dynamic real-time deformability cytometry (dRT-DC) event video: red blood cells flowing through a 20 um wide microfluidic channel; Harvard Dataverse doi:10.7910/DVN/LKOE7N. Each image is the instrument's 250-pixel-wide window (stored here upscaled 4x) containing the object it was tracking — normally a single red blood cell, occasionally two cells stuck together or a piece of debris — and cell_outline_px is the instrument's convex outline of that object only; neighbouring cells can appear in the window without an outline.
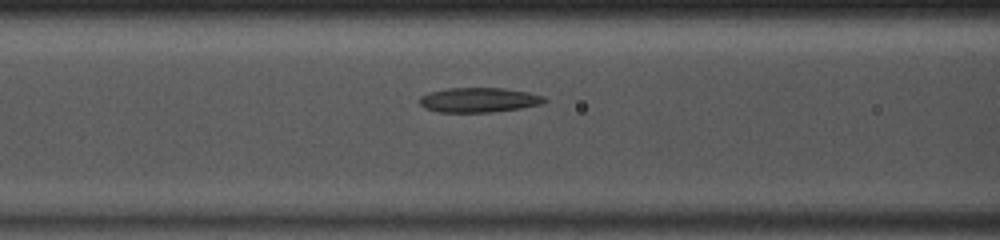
{"species": "common noctule bat (a hibernating species)", "species_latin": "Nyctalus noctula", "temperature_condition": "room temperature", "stored_images_in_passage": 43, "camera_frame_rate_fps": 3000, "um_per_image_px": 0.085, "animal": {"sex": "male", "body_mass_g": 13.0, "forearm_length_mm": 53.1}, "frame": {"image": 1, "passage_image": 15, "time_ms": 4.667, "image_size_px": [1000, 240], "cell_outline_px": [[548, 100], [540, 104], [520, 108], [488, 112], [440, 112], [424, 108], [420, 104], [420, 96], [428, 92], [448, 88], [504, 88], [528, 92], [544, 96]], "centroid_in_image_um": [40.69, 8.49], "position_along_channel_um": 125.9, "area_um2": 17.92}}
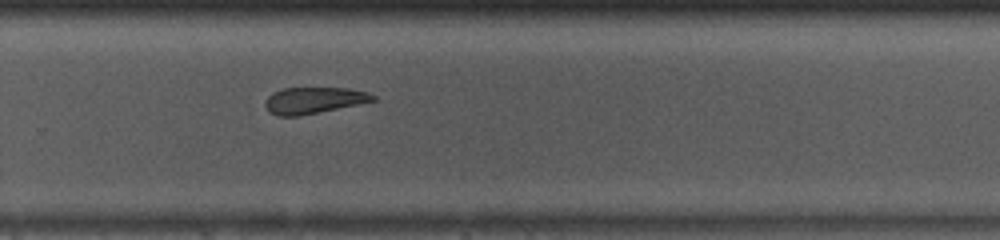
{"frame": {"image": 2, "passage_image": 28, "time_ms": 9.0, "image_size_px": [1000, 240], "cell_outline_px": [[376, 100], [300, 116], [276, 116], [268, 112], [264, 104], [268, 96], [272, 92], [284, 88], [348, 88], [368, 92], [376, 96]], "centroid_in_image_um": [26.63, 8.53], "position_along_channel_um": 303.2, "area_um2": 16.59}}
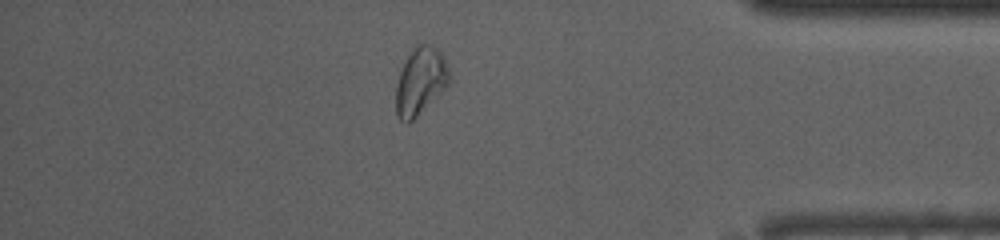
{"frame": {"image": 3, "passage_image": 37, "time_ms": 12.0, "image_size_px": [1000, 240], "cell_outline_px": [[452, 80], [408, 124], [400, 120], [396, 116], [396, 84], [400, 72], [408, 56], [416, 44], [424, 44], [436, 48], [444, 56], [452, 76]], "centroid_in_image_um": [35.74, 6.89], "position_along_channel_um": 399.5, "area_um2": 20.69}, "authors_computed_cell_mechanics": {"area_um2": 18.9006, "velocity_mm_per_s": 4.0859, "shape_relaxation_time_tau1_ms": null, "shape_relaxation_time_tau2_ms": 6.1522, "deformation_change_tau1": null, "deformation_change_tau2": 0.1542}}